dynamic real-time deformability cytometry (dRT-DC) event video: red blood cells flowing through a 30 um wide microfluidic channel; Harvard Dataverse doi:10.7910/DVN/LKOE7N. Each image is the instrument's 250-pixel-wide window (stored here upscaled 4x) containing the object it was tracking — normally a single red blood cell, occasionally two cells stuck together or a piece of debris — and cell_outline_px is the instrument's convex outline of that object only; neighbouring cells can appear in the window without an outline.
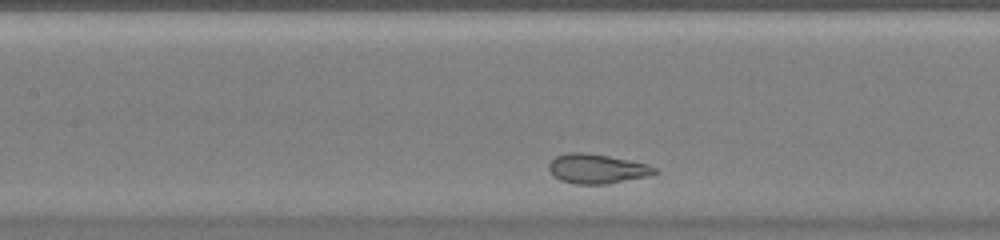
{"species": "common noctule bat (a hibernating species)", "species_latin": "Nyctalus noctula", "temperature_condition": "warm", "stored_images_in_passage": 20, "camera_frame_rate_fps": 3000, "um_per_image_px": 0.085, "animal": {"sex": "female", "body_mass_g": 20.0, "forearm_length_mm": 54.0}, "frame": {"image": 1, "passage_image": 13, "time_ms": 4.0, "image_size_px": [1000, 240], "cell_outline_px": [[660, 172], [648, 176], [608, 184], [572, 184], [560, 180], [552, 176], [548, 168], [548, 164], [556, 156], [568, 152], [584, 152], [608, 156], [648, 164], [656, 168]], "centroid_in_image_um": [50.72, 14.35], "position_along_channel_um": 156.7, "area_um2": 18.38}}
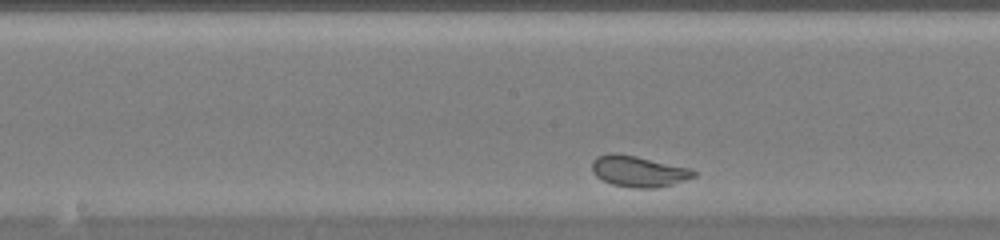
{"frame": {"image": 2, "passage_image": 17, "time_ms": 5.333, "image_size_px": [1000, 240], "cell_outline_px": [[696, 176], [672, 184], [656, 188], [632, 188], [612, 184], [596, 176], [592, 172], [592, 160], [596, 156], [608, 152], [616, 152], [636, 156], [692, 168], [696, 172]], "centroid_in_image_um": [54.25, 14.54], "position_along_channel_um": 193.9, "area_um2": 18.61}}